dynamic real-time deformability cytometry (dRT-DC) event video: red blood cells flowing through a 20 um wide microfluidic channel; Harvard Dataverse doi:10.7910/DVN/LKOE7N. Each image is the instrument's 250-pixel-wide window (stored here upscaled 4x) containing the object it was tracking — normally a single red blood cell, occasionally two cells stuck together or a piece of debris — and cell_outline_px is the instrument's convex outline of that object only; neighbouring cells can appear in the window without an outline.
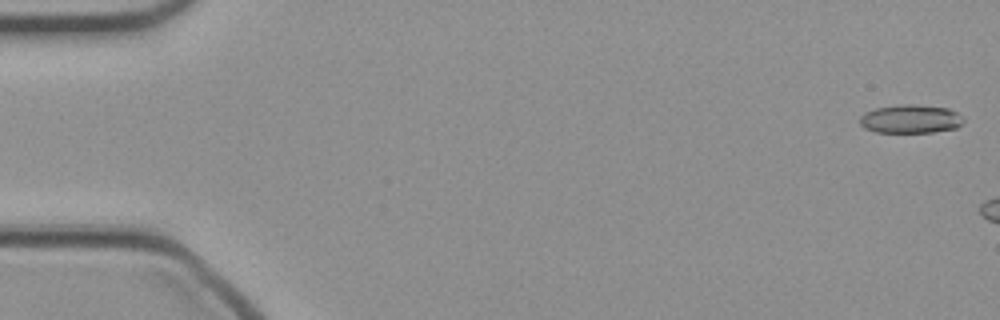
{"species": "common noctule bat (a hibernating species)", "species_latin": "Nyctalus noctula", "temperature_condition": "cold", "stored_images_in_passage": 8, "camera_frame_rate_fps": 3000, "um_per_image_px": 0.085, "animal": {"sex": "female", "body_mass_g": 21.9}, "frame": {"image": 1, "passage_image": 1, "time_ms": 0.0, "image_size_px": [1000, 320], "cell_outline_px": [[964, 120], [956, 128], [932, 132], [876, 132], [864, 128], [860, 124], [860, 116], [864, 112], [876, 108], [900, 104], [912, 104], [948, 108], [964, 116]], "centroid_in_image_um": [77.39, 10.1], "position_along_channel_um": 7.6, "area_um2": 17.28}}